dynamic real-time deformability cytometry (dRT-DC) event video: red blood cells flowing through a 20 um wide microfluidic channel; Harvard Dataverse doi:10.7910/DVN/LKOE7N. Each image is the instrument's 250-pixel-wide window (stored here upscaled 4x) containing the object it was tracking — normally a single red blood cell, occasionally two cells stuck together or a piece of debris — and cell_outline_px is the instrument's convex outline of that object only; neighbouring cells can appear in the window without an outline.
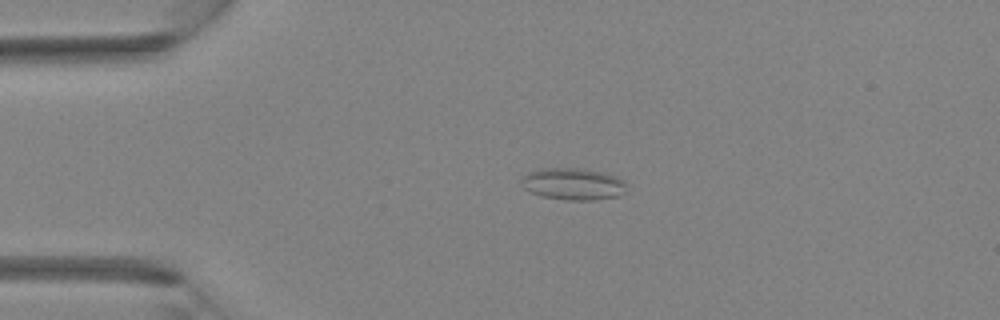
{"species": "Egyptian fruit bat (a non-hibernating species)", "species_latin": "Rousettus aegyptiacus", "temperature_condition": "room temperature", "stored_images_in_passage": 4, "camera_frame_rate_fps": 3000, "um_per_image_px": 0.085, "animal": {"sex": "female"}, "frame": {"image": 1, "passage_image": 2, "time_ms": 0.333, "image_size_px": [1000, 320], "cell_outline_px": [[624, 184], [620, 196], [596, 200], [564, 200], [540, 196], [524, 188], [520, 180], [528, 172], [540, 168], [576, 168], [600, 172], [624, 180]], "centroid_in_image_um": [48.64, 15.65], "position_along_channel_um": 36.4, "area_um2": 19.31}}
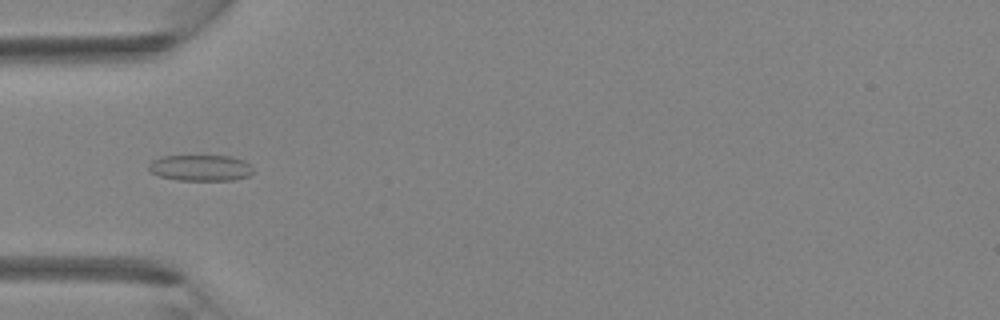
{"frame": {"image": 2, "passage_image": 3, "time_ms": 0.667, "image_size_px": [1000, 320], "cell_outline_px": [[252, 172], [248, 176], [232, 180], [176, 180], [160, 176], [152, 172], [148, 168], [148, 164], [152, 160], [160, 156], [232, 156], [244, 160], [252, 168]], "centroid_in_image_um": [17.02, 14.26], "position_along_channel_um": 68.0, "area_um2": 15.84}}
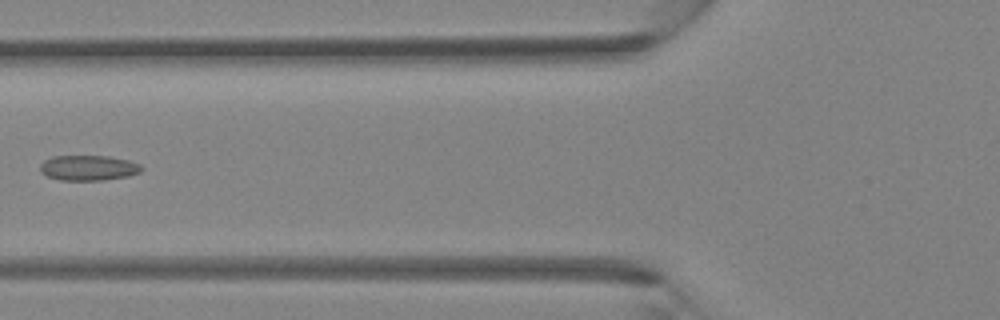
{"frame": {"image": 3, "passage_image": 4, "time_ms": 1.0, "image_size_px": [1000, 320], "cell_outline_px": [[144, 168], [140, 172], [128, 176], [104, 180], [60, 180], [48, 176], [40, 172], [40, 164], [44, 160], [52, 156], [108, 156], [128, 160], [140, 164]], "centroid_in_image_um": [7.51, 14.26], "position_along_channel_um": 118.3, "area_um2": 14.97}}